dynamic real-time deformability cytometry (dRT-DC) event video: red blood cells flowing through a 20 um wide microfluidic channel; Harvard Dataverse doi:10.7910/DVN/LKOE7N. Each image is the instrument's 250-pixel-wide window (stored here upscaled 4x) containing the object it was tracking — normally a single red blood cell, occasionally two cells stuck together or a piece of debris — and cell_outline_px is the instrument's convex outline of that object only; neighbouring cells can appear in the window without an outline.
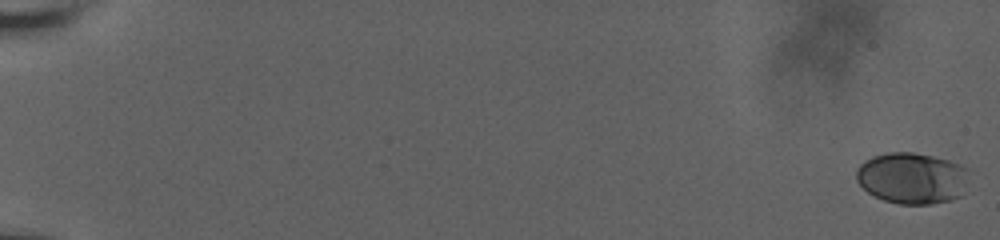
{"species": "human", "species_latin": "Homo sapiens", "temperature_condition": "room temperature", "stored_images_in_passage": 41, "camera_frame_rate_fps": 3000, "um_per_image_px": 0.085, "donor": {"sex": "male"}, "frame": {"image": 1, "passage_image": 1, "time_ms": 0.0, "image_size_px": [1000, 240], "cell_outline_px": [[968, 168], [960, 196], [952, 200], [928, 204], [900, 204], [884, 200], [868, 192], [856, 180], [856, 168], [860, 164], [872, 156], [888, 152], [912, 152], [932, 156], [948, 160], [960, 164]], "centroid_in_image_um": [77.48, 15.13], "position_along_channel_um": 7.5, "area_um2": 33.41}}
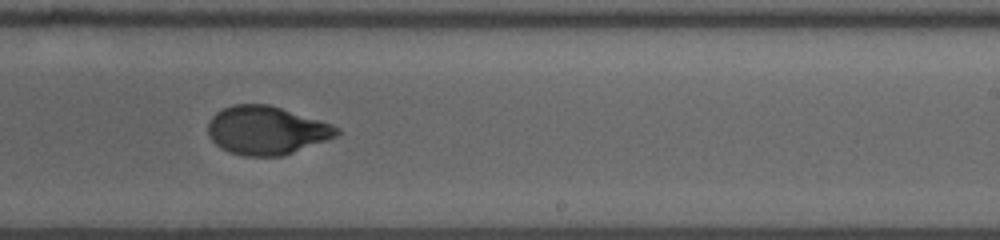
{"frame": {"image": 2, "passage_image": 24, "time_ms": 13.333, "image_size_px": [1000, 240], "cell_outline_px": [[340, 132], [336, 136], [292, 152], [280, 156], [244, 156], [228, 152], [220, 148], [212, 140], [208, 132], [208, 124], [212, 116], [216, 112], [232, 104], [268, 104], [332, 124], [340, 128]], "centroid_in_image_um": [22.61, 11.07], "position_along_channel_um": 266.4, "area_um2": 36.01}}
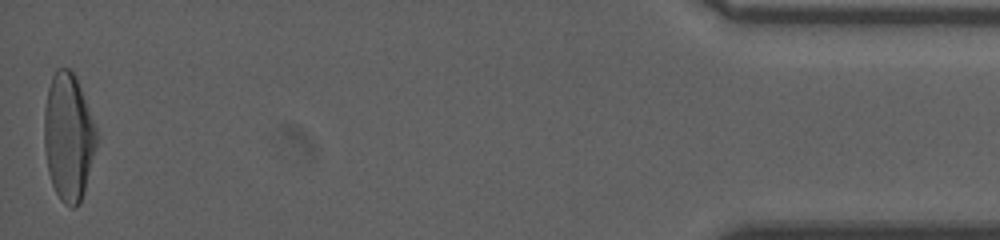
{"frame": {"image": 3, "passage_image": 41, "time_ms": 20.0, "image_size_px": [1000, 240], "cell_outline_px": [[96, 144], [84, 192], [80, 204], [76, 208], [72, 208], [64, 204], [60, 200], [52, 184], [48, 172], [44, 148], [44, 108], [48, 88], [52, 76], [56, 68], [68, 68], [76, 76], [96, 128]], "centroid_in_image_um": [5.79, 11.65], "position_along_channel_um": 429.4, "area_um2": 38.78}, "authors_computed_cell_mechanics": {"area_um2": 36.0094, "velocity_mm_per_s": 3.6634, "shape_relaxation_time_tau1_ms": 4.3579, "shape_relaxation_time_tau2_ms": 0.8795, "deformation_change_tau1": 0.1707, "deformation_change_tau2": 0.046}}